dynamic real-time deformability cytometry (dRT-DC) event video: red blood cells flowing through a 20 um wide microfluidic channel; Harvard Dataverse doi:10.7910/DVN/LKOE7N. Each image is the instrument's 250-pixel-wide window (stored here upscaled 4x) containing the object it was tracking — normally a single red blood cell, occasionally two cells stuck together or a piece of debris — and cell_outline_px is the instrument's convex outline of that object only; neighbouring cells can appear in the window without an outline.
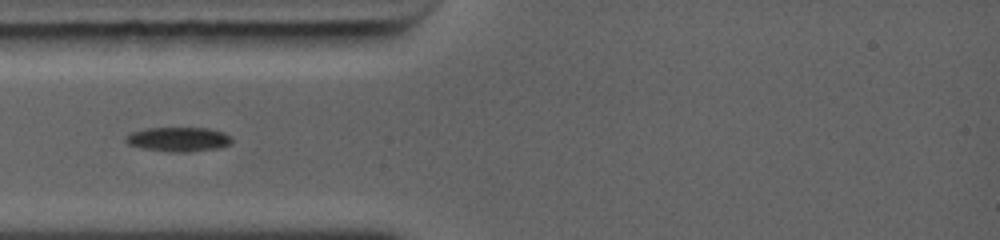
{"species": "common noctule bat (a hibernating species)", "species_latin": "Nyctalus noctula", "temperature_condition": "warm", "stored_images_in_passage": 9, "camera_frame_rate_fps": 5000, "um_per_image_px": 0.085, "animal": {"sex": "female", "body_mass_g": 19.0, "forearm_length_mm": 56.7}, "frame": {"image": 1, "passage_image": 2, "time_ms": 0.6, "image_size_px": [1000, 240], "cell_outline_px": [[232, 144], [220, 148], [188, 152], [168, 152], [140, 148], [128, 144], [124, 140], [124, 136], [132, 132], [144, 128], [208, 128], [224, 132], [232, 140]], "centroid_in_image_um": [15.14, 11.85], "position_along_channel_um": 69.9, "area_um2": 15.32}}
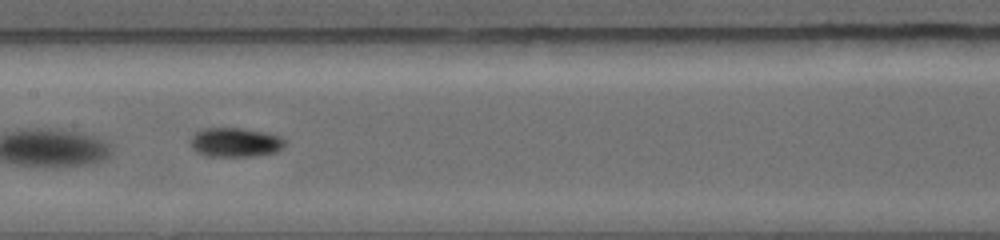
{"frame": {"image": 2, "passage_image": 6, "time_ms": 3.2, "image_size_px": [1000, 240], "cell_outline_px": [[284, 148], [276, 152], [252, 156], [208, 156], [196, 152], [192, 148], [188, 140], [196, 132], [204, 128], [240, 128], [268, 132], [280, 136], [284, 140]], "centroid_in_image_um": [19.98, 12.09], "position_along_channel_um": 187.4, "area_um2": 16.24}}
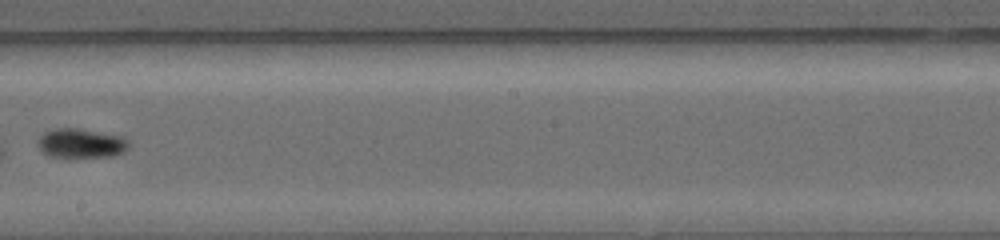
{"frame": {"image": 3, "passage_image": 8, "time_ms": 4.4, "image_size_px": [1000, 240], "cell_outline_px": [[132, 144], [124, 152], [116, 156], [52, 156], [44, 152], [40, 148], [36, 140], [44, 132], [56, 128], [76, 128], [124, 136]], "centroid_in_image_um": [6.95, 12.16], "position_along_channel_um": 241.2, "area_um2": 15.49}}